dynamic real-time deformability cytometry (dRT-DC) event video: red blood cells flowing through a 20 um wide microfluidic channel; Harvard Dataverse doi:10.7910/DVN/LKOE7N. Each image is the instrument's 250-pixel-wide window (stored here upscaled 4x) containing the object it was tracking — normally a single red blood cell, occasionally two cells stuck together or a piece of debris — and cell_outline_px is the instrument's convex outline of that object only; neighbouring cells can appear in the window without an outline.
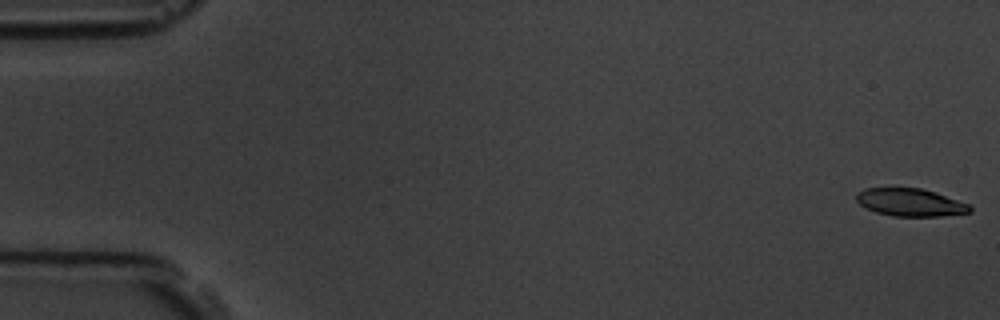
{"species": "common noctule bat (a hibernating species)", "species_latin": "Nyctalus noctula", "temperature_condition": "room temperature", "stored_images_in_passage": 5, "camera_frame_rate_fps": 3000, "um_per_image_px": 0.085, "animal": {"sex": "male", "body_mass_g": 19.5, "forearm_length_mm": 54.6}, "frame": {"image": 1, "passage_image": 1, "time_ms": 0.0, "image_size_px": [1000, 320], "cell_outline_px": [[972, 212], [940, 216], [892, 216], [876, 212], [860, 204], [856, 200], [856, 192], [864, 188], [920, 188], [936, 192], [968, 204], [972, 208]], "centroid_in_image_um": [77.37, 17.2], "position_along_channel_um": 7.6, "area_um2": 18.26}}
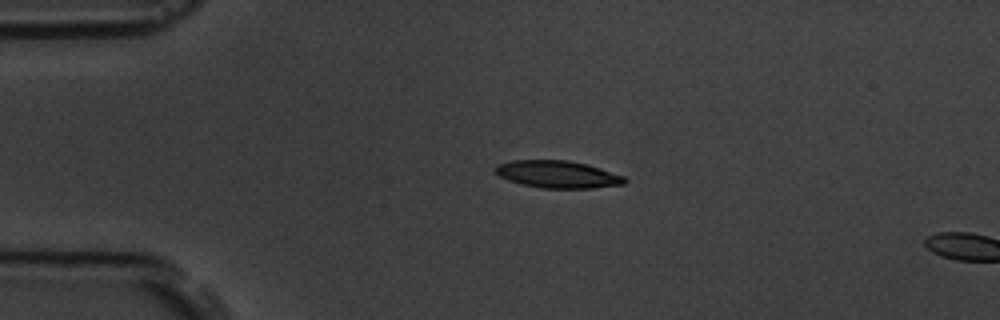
{"frame": {"image": 2, "passage_image": 4, "time_ms": 4.0, "image_size_px": [1000, 320], "cell_outline_px": [[628, 180], [624, 184], [592, 188], [544, 188], [520, 184], [508, 180], [500, 176], [492, 168], [496, 164], [512, 160], [568, 160], [588, 164], [624, 176]], "centroid_in_image_um": [47.38, 14.81], "position_along_channel_um": 37.6, "area_um2": 20.69}}